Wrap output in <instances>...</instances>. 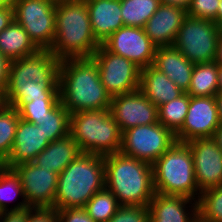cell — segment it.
<instances>
[{"mask_svg":"<svg viewBox=\"0 0 222 222\" xmlns=\"http://www.w3.org/2000/svg\"><path fill=\"white\" fill-rule=\"evenodd\" d=\"M216 105L218 109V116L220 123L222 124V91H218L215 94Z\"/></svg>","mask_w":222,"mask_h":222,"instance_id":"obj_42","label":"cell"},{"mask_svg":"<svg viewBox=\"0 0 222 222\" xmlns=\"http://www.w3.org/2000/svg\"><path fill=\"white\" fill-rule=\"evenodd\" d=\"M176 141L175 134L159 122L140 125L122 132L120 152L152 165Z\"/></svg>","mask_w":222,"mask_h":222,"instance_id":"obj_10","label":"cell"},{"mask_svg":"<svg viewBox=\"0 0 222 222\" xmlns=\"http://www.w3.org/2000/svg\"><path fill=\"white\" fill-rule=\"evenodd\" d=\"M32 210V207H28L23 210L5 211L2 222H27L28 214Z\"/></svg>","mask_w":222,"mask_h":222,"instance_id":"obj_38","label":"cell"},{"mask_svg":"<svg viewBox=\"0 0 222 222\" xmlns=\"http://www.w3.org/2000/svg\"><path fill=\"white\" fill-rule=\"evenodd\" d=\"M14 21V7L12 4L0 9V33Z\"/></svg>","mask_w":222,"mask_h":222,"instance_id":"obj_40","label":"cell"},{"mask_svg":"<svg viewBox=\"0 0 222 222\" xmlns=\"http://www.w3.org/2000/svg\"><path fill=\"white\" fill-rule=\"evenodd\" d=\"M212 138L222 150V124H220V126L216 129Z\"/></svg>","mask_w":222,"mask_h":222,"instance_id":"obj_44","label":"cell"},{"mask_svg":"<svg viewBox=\"0 0 222 222\" xmlns=\"http://www.w3.org/2000/svg\"><path fill=\"white\" fill-rule=\"evenodd\" d=\"M19 196L22 201L20 200L10 207V203L16 202L17 197L20 198ZM28 207L19 176L13 169L6 168L0 174V209L10 211L23 210Z\"/></svg>","mask_w":222,"mask_h":222,"instance_id":"obj_26","label":"cell"},{"mask_svg":"<svg viewBox=\"0 0 222 222\" xmlns=\"http://www.w3.org/2000/svg\"><path fill=\"white\" fill-rule=\"evenodd\" d=\"M56 34L50 51L59 60L91 58L101 45L95 38L85 0L56 1Z\"/></svg>","mask_w":222,"mask_h":222,"instance_id":"obj_3","label":"cell"},{"mask_svg":"<svg viewBox=\"0 0 222 222\" xmlns=\"http://www.w3.org/2000/svg\"><path fill=\"white\" fill-rule=\"evenodd\" d=\"M6 165L4 164V162L0 161V174L6 169Z\"/></svg>","mask_w":222,"mask_h":222,"instance_id":"obj_50","label":"cell"},{"mask_svg":"<svg viewBox=\"0 0 222 222\" xmlns=\"http://www.w3.org/2000/svg\"><path fill=\"white\" fill-rule=\"evenodd\" d=\"M190 95L184 93L180 97L158 107V122L174 134L182 127L188 112Z\"/></svg>","mask_w":222,"mask_h":222,"instance_id":"obj_29","label":"cell"},{"mask_svg":"<svg viewBox=\"0 0 222 222\" xmlns=\"http://www.w3.org/2000/svg\"><path fill=\"white\" fill-rule=\"evenodd\" d=\"M19 112L5 103L0 104V161L5 162L12 151Z\"/></svg>","mask_w":222,"mask_h":222,"instance_id":"obj_30","label":"cell"},{"mask_svg":"<svg viewBox=\"0 0 222 222\" xmlns=\"http://www.w3.org/2000/svg\"><path fill=\"white\" fill-rule=\"evenodd\" d=\"M153 66L187 93L195 64L190 62L175 46L157 47Z\"/></svg>","mask_w":222,"mask_h":222,"instance_id":"obj_21","label":"cell"},{"mask_svg":"<svg viewBox=\"0 0 222 222\" xmlns=\"http://www.w3.org/2000/svg\"><path fill=\"white\" fill-rule=\"evenodd\" d=\"M220 0H192L187 16L214 21L217 17Z\"/></svg>","mask_w":222,"mask_h":222,"instance_id":"obj_35","label":"cell"},{"mask_svg":"<svg viewBox=\"0 0 222 222\" xmlns=\"http://www.w3.org/2000/svg\"><path fill=\"white\" fill-rule=\"evenodd\" d=\"M220 124L215 96H190L187 115L175 137L182 143L211 138Z\"/></svg>","mask_w":222,"mask_h":222,"instance_id":"obj_14","label":"cell"},{"mask_svg":"<svg viewBox=\"0 0 222 222\" xmlns=\"http://www.w3.org/2000/svg\"><path fill=\"white\" fill-rule=\"evenodd\" d=\"M217 29L219 34L222 35V19L217 23Z\"/></svg>","mask_w":222,"mask_h":222,"instance_id":"obj_49","label":"cell"},{"mask_svg":"<svg viewBox=\"0 0 222 222\" xmlns=\"http://www.w3.org/2000/svg\"><path fill=\"white\" fill-rule=\"evenodd\" d=\"M107 222H150L148 206L120 205Z\"/></svg>","mask_w":222,"mask_h":222,"instance_id":"obj_34","label":"cell"},{"mask_svg":"<svg viewBox=\"0 0 222 222\" xmlns=\"http://www.w3.org/2000/svg\"><path fill=\"white\" fill-rule=\"evenodd\" d=\"M124 26L144 28L160 6V0H120Z\"/></svg>","mask_w":222,"mask_h":222,"instance_id":"obj_27","label":"cell"},{"mask_svg":"<svg viewBox=\"0 0 222 222\" xmlns=\"http://www.w3.org/2000/svg\"><path fill=\"white\" fill-rule=\"evenodd\" d=\"M218 91V64L215 61L195 64L187 94L193 97L215 96Z\"/></svg>","mask_w":222,"mask_h":222,"instance_id":"obj_25","label":"cell"},{"mask_svg":"<svg viewBox=\"0 0 222 222\" xmlns=\"http://www.w3.org/2000/svg\"><path fill=\"white\" fill-rule=\"evenodd\" d=\"M218 87L222 91V65H218Z\"/></svg>","mask_w":222,"mask_h":222,"instance_id":"obj_45","label":"cell"},{"mask_svg":"<svg viewBox=\"0 0 222 222\" xmlns=\"http://www.w3.org/2000/svg\"><path fill=\"white\" fill-rule=\"evenodd\" d=\"M59 98L70 114L109 109L111 96L106 91L92 58L60 60Z\"/></svg>","mask_w":222,"mask_h":222,"instance_id":"obj_2","label":"cell"},{"mask_svg":"<svg viewBox=\"0 0 222 222\" xmlns=\"http://www.w3.org/2000/svg\"><path fill=\"white\" fill-rule=\"evenodd\" d=\"M9 4H13L16 0H6Z\"/></svg>","mask_w":222,"mask_h":222,"instance_id":"obj_53","label":"cell"},{"mask_svg":"<svg viewBox=\"0 0 222 222\" xmlns=\"http://www.w3.org/2000/svg\"><path fill=\"white\" fill-rule=\"evenodd\" d=\"M4 103L3 92L0 90V104Z\"/></svg>","mask_w":222,"mask_h":222,"instance_id":"obj_52","label":"cell"},{"mask_svg":"<svg viewBox=\"0 0 222 222\" xmlns=\"http://www.w3.org/2000/svg\"><path fill=\"white\" fill-rule=\"evenodd\" d=\"M152 167L157 193L199 200L201 192L197 187L193 157L187 143L176 141Z\"/></svg>","mask_w":222,"mask_h":222,"instance_id":"obj_6","label":"cell"},{"mask_svg":"<svg viewBox=\"0 0 222 222\" xmlns=\"http://www.w3.org/2000/svg\"><path fill=\"white\" fill-rule=\"evenodd\" d=\"M191 222H209V221L205 220L199 214H197Z\"/></svg>","mask_w":222,"mask_h":222,"instance_id":"obj_47","label":"cell"},{"mask_svg":"<svg viewBox=\"0 0 222 222\" xmlns=\"http://www.w3.org/2000/svg\"><path fill=\"white\" fill-rule=\"evenodd\" d=\"M69 134L82 153L105 156L121 149L122 132L109 109L70 114Z\"/></svg>","mask_w":222,"mask_h":222,"instance_id":"obj_7","label":"cell"},{"mask_svg":"<svg viewBox=\"0 0 222 222\" xmlns=\"http://www.w3.org/2000/svg\"><path fill=\"white\" fill-rule=\"evenodd\" d=\"M91 58L98 67L100 81L111 97L139 89L141 69L130 60L108 51L102 44Z\"/></svg>","mask_w":222,"mask_h":222,"instance_id":"obj_11","label":"cell"},{"mask_svg":"<svg viewBox=\"0 0 222 222\" xmlns=\"http://www.w3.org/2000/svg\"><path fill=\"white\" fill-rule=\"evenodd\" d=\"M192 0H160L161 4L179 6L187 10Z\"/></svg>","mask_w":222,"mask_h":222,"instance_id":"obj_41","label":"cell"},{"mask_svg":"<svg viewBox=\"0 0 222 222\" xmlns=\"http://www.w3.org/2000/svg\"><path fill=\"white\" fill-rule=\"evenodd\" d=\"M139 90L157 107L185 93L153 65L141 69Z\"/></svg>","mask_w":222,"mask_h":222,"instance_id":"obj_22","label":"cell"},{"mask_svg":"<svg viewBox=\"0 0 222 222\" xmlns=\"http://www.w3.org/2000/svg\"><path fill=\"white\" fill-rule=\"evenodd\" d=\"M104 188V156L81 153L59 174L54 210L84 208Z\"/></svg>","mask_w":222,"mask_h":222,"instance_id":"obj_5","label":"cell"},{"mask_svg":"<svg viewBox=\"0 0 222 222\" xmlns=\"http://www.w3.org/2000/svg\"><path fill=\"white\" fill-rule=\"evenodd\" d=\"M187 11L179 6L160 4L158 10L146 22L145 34L157 46L173 45Z\"/></svg>","mask_w":222,"mask_h":222,"instance_id":"obj_18","label":"cell"},{"mask_svg":"<svg viewBox=\"0 0 222 222\" xmlns=\"http://www.w3.org/2000/svg\"><path fill=\"white\" fill-rule=\"evenodd\" d=\"M119 206L117 198L105 187L91 197L84 209L95 222H107Z\"/></svg>","mask_w":222,"mask_h":222,"instance_id":"obj_31","label":"cell"},{"mask_svg":"<svg viewBox=\"0 0 222 222\" xmlns=\"http://www.w3.org/2000/svg\"><path fill=\"white\" fill-rule=\"evenodd\" d=\"M198 214L209 222H222V185L201 192Z\"/></svg>","mask_w":222,"mask_h":222,"instance_id":"obj_32","label":"cell"},{"mask_svg":"<svg viewBox=\"0 0 222 222\" xmlns=\"http://www.w3.org/2000/svg\"><path fill=\"white\" fill-rule=\"evenodd\" d=\"M96 40L103 44L124 26L120 0H85Z\"/></svg>","mask_w":222,"mask_h":222,"instance_id":"obj_20","label":"cell"},{"mask_svg":"<svg viewBox=\"0 0 222 222\" xmlns=\"http://www.w3.org/2000/svg\"><path fill=\"white\" fill-rule=\"evenodd\" d=\"M219 36L214 21L186 16L173 46L194 64L209 63L215 61Z\"/></svg>","mask_w":222,"mask_h":222,"instance_id":"obj_8","label":"cell"},{"mask_svg":"<svg viewBox=\"0 0 222 222\" xmlns=\"http://www.w3.org/2000/svg\"><path fill=\"white\" fill-rule=\"evenodd\" d=\"M148 208L150 222H191L198 214V201L156 192Z\"/></svg>","mask_w":222,"mask_h":222,"instance_id":"obj_19","label":"cell"},{"mask_svg":"<svg viewBox=\"0 0 222 222\" xmlns=\"http://www.w3.org/2000/svg\"><path fill=\"white\" fill-rule=\"evenodd\" d=\"M60 60L50 50L11 60L4 103L19 111L37 99L59 98Z\"/></svg>","mask_w":222,"mask_h":222,"instance_id":"obj_1","label":"cell"},{"mask_svg":"<svg viewBox=\"0 0 222 222\" xmlns=\"http://www.w3.org/2000/svg\"><path fill=\"white\" fill-rule=\"evenodd\" d=\"M109 111L121 132L135 126L158 122V107L138 89L111 98Z\"/></svg>","mask_w":222,"mask_h":222,"instance_id":"obj_15","label":"cell"},{"mask_svg":"<svg viewBox=\"0 0 222 222\" xmlns=\"http://www.w3.org/2000/svg\"><path fill=\"white\" fill-rule=\"evenodd\" d=\"M58 222H95L84 208L56 210Z\"/></svg>","mask_w":222,"mask_h":222,"instance_id":"obj_36","label":"cell"},{"mask_svg":"<svg viewBox=\"0 0 222 222\" xmlns=\"http://www.w3.org/2000/svg\"><path fill=\"white\" fill-rule=\"evenodd\" d=\"M190 147L200 192L222 185V150L211 138L193 139Z\"/></svg>","mask_w":222,"mask_h":222,"instance_id":"obj_16","label":"cell"},{"mask_svg":"<svg viewBox=\"0 0 222 222\" xmlns=\"http://www.w3.org/2000/svg\"><path fill=\"white\" fill-rule=\"evenodd\" d=\"M82 152L70 134L50 142L33 161L39 167L60 174Z\"/></svg>","mask_w":222,"mask_h":222,"instance_id":"obj_23","label":"cell"},{"mask_svg":"<svg viewBox=\"0 0 222 222\" xmlns=\"http://www.w3.org/2000/svg\"><path fill=\"white\" fill-rule=\"evenodd\" d=\"M215 62L222 65V35L219 36Z\"/></svg>","mask_w":222,"mask_h":222,"instance_id":"obj_43","label":"cell"},{"mask_svg":"<svg viewBox=\"0 0 222 222\" xmlns=\"http://www.w3.org/2000/svg\"><path fill=\"white\" fill-rule=\"evenodd\" d=\"M105 187L120 205L148 206L156 194L151 164L121 152L104 156Z\"/></svg>","mask_w":222,"mask_h":222,"instance_id":"obj_4","label":"cell"},{"mask_svg":"<svg viewBox=\"0 0 222 222\" xmlns=\"http://www.w3.org/2000/svg\"><path fill=\"white\" fill-rule=\"evenodd\" d=\"M222 19V0H220V4L218 7V13H217V17L214 20V22L217 24L220 20Z\"/></svg>","mask_w":222,"mask_h":222,"instance_id":"obj_46","label":"cell"},{"mask_svg":"<svg viewBox=\"0 0 222 222\" xmlns=\"http://www.w3.org/2000/svg\"><path fill=\"white\" fill-rule=\"evenodd\" d=\"M49 143L41 128L20 118L12 151L4 164L7 168L12 169L18 164L33 162Z\"/></svg>","mask_w":222,"mask_h":222,"instance_id":"obj_17","label":"cell"},{"mask_svg":"<svg viewBox=\"0 0 222 222\" xmlns=\"http://www.w3.org/2000/svg\"><path fill=\"white\" fill-rule=\"evenodd\" d=\"M59 101L60 99L32 100L18 111L20 118L30 123H33L35 120H42Z\"/></svg>","mask_w":222,"mask_h":222,"instance_id":"obj_33","label":"cell"},{"mask_svg":"<svg viewBox=\"0 0 222 222\" xmlns=\"http://www.w3.org/2000/svg\"><path fill=\"white\" fill-rule=\"evenodd\" d=\"M4 214H5V211L0 209V222H2Z\"/></svg>","mask_w":222,"mask_h":222,"instance_id":"obj_51","label":"cell"},{"mask_svg":"<svg viewBox=\"0 0 222 222\" xmlns=\"http://www.w3.org/2000/svg\"><path fill=\"white\" fill-rule=\"evenodd\" d=\"M33 123L41 128L49 142H53L69 134L70 113L59 101L46 117Z\"/></svg>","mask_w":222,"mask_h":222,"instance_id":"obj_28","label":"cell"},{"mask_svg":"<svg viewBox=\"0 0 222 222\" xmlns=\"http://www.w3.org/2000/svg\"><path fill=\"white\" fill-rule=\"evenodd\" d=\"M57 0H16L14 20L27 32L39 50H50L56 34Z\"/></svg>","mask_w":222,"mask_h":222,"instance_id":"obj_9","label":"cell"},{"mask_svg":"<svg viewBox=\"0 0 222 222\" xmlns=\"http://www.w3.org/2000/svg\"><path fill=\"white\" fill-rule=\"evenodd\" d=\"M27 222H58V215L52 209H33L28 214Z\"/></svg>","mask_w":222,"mask_h":222,"instance_id":"obj_37","label":"cell"},{"mask_svg":"<svg viewBox=\"0 0 222 222\" xmlns=\"http://www.w3.org/2000/svg\"><path fill=\"white\" fill-rule=\"evenodd\" d=\"M12 169L20 178L29 207L54 210L59 174L39 167L34 162L21 163Z\"/></svg>","mask_w":222,"mask_h":222,"instance_id":"obj_12","label":"cell"},{"mask_svg":"<svg viewBox=\"0 0 222 222\" xmlns=\"http://www.w3.org/2000/svg\"><path fill=\"white\" fill-rule=\"evenodd\" d=\"M10 62L0 51V90L2 92L5 91L7 86Z\"/></svg>","mask_w":222,"mask_h":222,"instance_id":"obj_39","label":"cell"},{"mask_svg":"<svg viewBox=\"0 0 222 222\" xmlns=\"http://www.w3.org/2000/svg\"><path fill=\"white\" fill-rule=\"evenodd\" d=\"M39 49L15 20L0 33V51L10 61L35 54Z\"/></svg>","mask_w":222,"mask_h":222,"instance_id":"obj_24","label":"cell"},{"mask_svg":"<svg viewBox=\"0 0 222 222\" xmlns=\"http://www.w3.org/2000/svg\"><path fill=\"white\" fill-rule=\"evenodd\" d=\"M9 3L6 0H0V9L8 6Z\"/></svg>","mask_w":222,"mask_h":222,"instance_id":"obj_48","label":"cell"},{"mask_svg":"<svg viewBox=\"0 0 222 222\" xmlns=\"http://www.w3.org/2000/svg\"><path fill=\"white\" fill-rule=\"evenodd\" d=\"M108 51L125 57L140 69L153 65L157 46L145 34L144 28L123 26L103 44Z\"/></svg>","mask_w":222,"mask_h":222,"instance_id":"obj_13","label":"cell"}]
</instances>
